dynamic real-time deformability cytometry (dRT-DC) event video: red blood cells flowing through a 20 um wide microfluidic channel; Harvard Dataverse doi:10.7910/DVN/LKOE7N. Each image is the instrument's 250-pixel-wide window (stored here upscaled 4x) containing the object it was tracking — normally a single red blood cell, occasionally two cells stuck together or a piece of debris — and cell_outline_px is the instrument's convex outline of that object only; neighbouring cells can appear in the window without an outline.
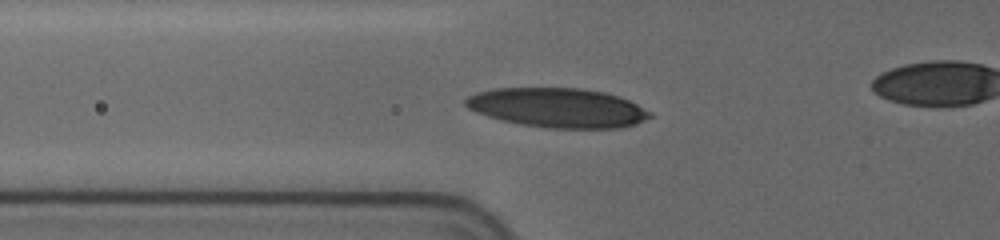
{"species": "human", "species_latin": "Homo sapiens", "temperature_condition": "cold", "stored_images_in_passage": 30, "camera_frame_rate_fps": 3000, "um_per_image_px": 0.085, "donor": {"sex": "female"}, "frame": {"image": 1, "passage_image": 27, "time_ms": 8.333, "image_size_px": [1000, 240], "cell_outline_px": [[652, 116], [636, 124], [620, 128], [548, 128], [520, 124], [500, 120], [476, 112], [468, 108], [464, 104], [464, 100], [468, 96], [476, 92], [496, 88], [580, 88], [604, 92], [628, 100], [652, 112]], "centroid_in_image_um": [47.38, 9.16], "position_along_channel_um": 78.4, "area_um2": 42.37}}
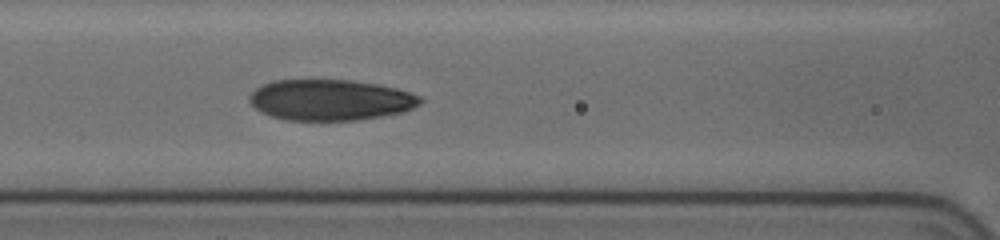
{"frame": {"image": 2, "passage_image": 30, "time_ms": 10.0, "image_size_px": [1000, 240], "cell_outline_px": [[424, 100], [420, 104], [404, 112], [360, 120], [284, 120], [260, 112], [248, 100], [248, 96], [256, 88], [264, 84], [276, 80], [348, 80], [376, 84], [396, 88], [420, 96]], "centroid_in_image_um": [28.08, 8.5], "position_along_channel_um": 138.5, "area_um2": 40.69}}